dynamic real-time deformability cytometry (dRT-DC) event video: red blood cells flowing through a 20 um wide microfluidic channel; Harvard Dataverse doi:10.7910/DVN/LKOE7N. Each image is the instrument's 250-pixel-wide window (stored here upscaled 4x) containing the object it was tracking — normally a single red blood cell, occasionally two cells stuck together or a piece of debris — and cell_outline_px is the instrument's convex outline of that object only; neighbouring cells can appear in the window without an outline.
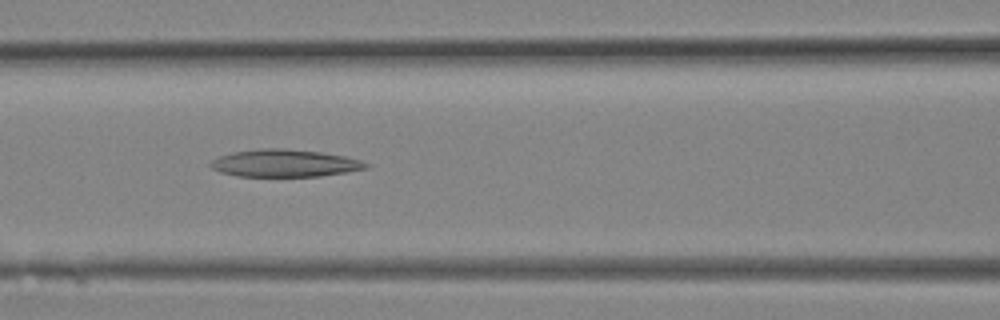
{"species": "Egyptian fruit bat (a non-hibernating species)", "species_latin": "Rousettus aegyptiacus", "temperature_condition": "room temperature", "stored_images_in_passage": 24, "camera_frame_rate_fps": 3000, "um_per_image_px": 0.085, "animal": {"sex": "female"}, "frame": {"image": 1, "passage_image": 10, "time_ms": 3.0, "image_size_px": [1000, 320], "cell_outline_px": [[372, 164], [368, 168], [348, 172], [320, 176], [236, 176], [220, 172], [212, 168], [208, 164], [212, 160], [220, 156], [232, 152], [260, 148], [284, 148], [320, 152], [344, 156], [360, 160]], "centroid_in_image_um": [24.21, 13.87], "position_along_channel_um": 142.4, "area_um2": 24.91}}
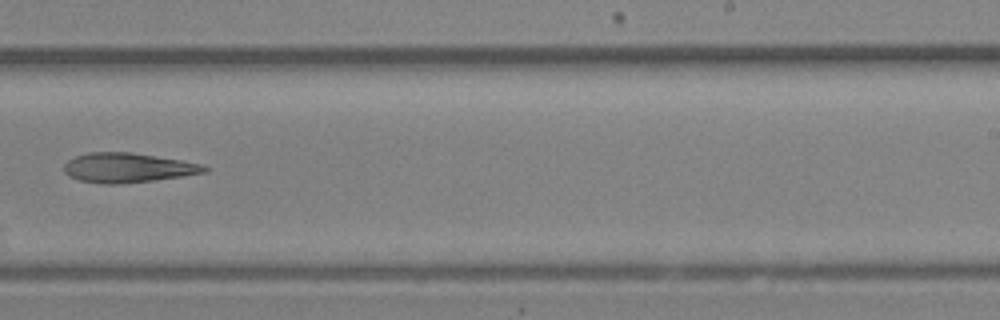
{"frame": {"image": 2, "passage_image": 15, "time_ms": 4.667, "image_size_px": [1000, 320], "cell_outline_px": [[208, 172], [156, 180], [120, 184], [104, 184], [80, 180], [68, 176], [64, 172], [64, 164], [68, 160], [76, 156], [88, 152], [132, 152], [204, 164], [208, 168]], "centroid_in_image_um": [10.86, 14.26], "position_along_channel_um": 278.1, "area_um2": 24.28}}
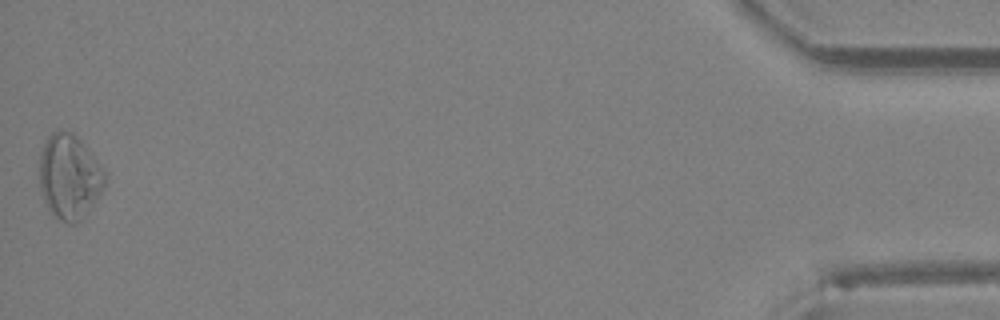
{"frame": {"image": 3, "passage_image": 24, "time_ms": 7.667, "image_size_px": [1000, 320], "cell_outline_px": [[108, 176], [104, 188], [96, 200], [84, 216], [76, 224], [68, 224], [52, 216], [44, 200], [40, 188], [40, 152], [48, 136], [52, 132], [60, 128], [72, 132], [80, 140], [108, 172]], "centroid_in_image_um": [5.92, 15.02], "position_along_channel_um": 429.3, "area_um2": 32.83}}